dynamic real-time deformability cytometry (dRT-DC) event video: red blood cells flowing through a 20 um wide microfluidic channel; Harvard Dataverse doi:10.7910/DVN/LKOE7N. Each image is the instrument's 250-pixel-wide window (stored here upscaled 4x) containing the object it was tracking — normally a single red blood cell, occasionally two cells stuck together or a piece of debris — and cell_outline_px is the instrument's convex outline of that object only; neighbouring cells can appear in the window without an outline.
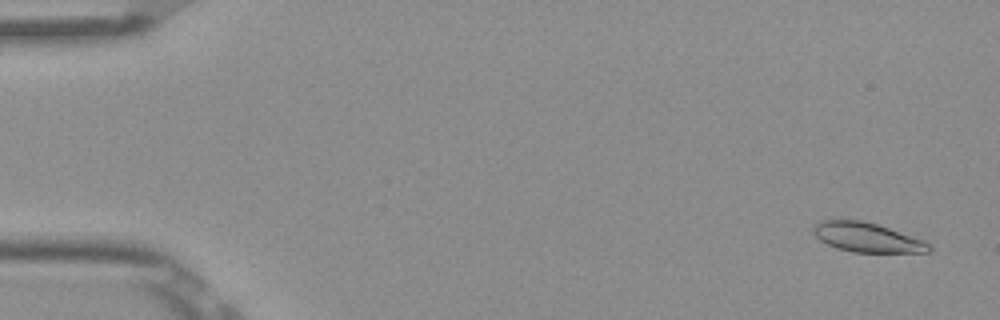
{"species": "Egyptian fruit bat (a non-hibernating species)", "species_latin": "Rousettus aegyptiacus", "temperature_condition": "room temperature", "stored_images_in_passage": 53, "camera_frame_rate_fps": 3000, "um_per_image_px": 0.085, "frame": {"image": 1, "passage_image": 3, "time_ms": 0.667, "image_size_px": [1000, 320], "cell_outline_px": [[932, 248], [928, 252], [852, 252], [836, 248], [820, 240], [812, 232], [812, 228], [820, 220], [860, 220], [876, 224], [924, 240], [932, 244]], "centroid_in_image_um": [73.69, 20.18], "position_along_channel_um": 11.3, "area_um2": 19.71}}
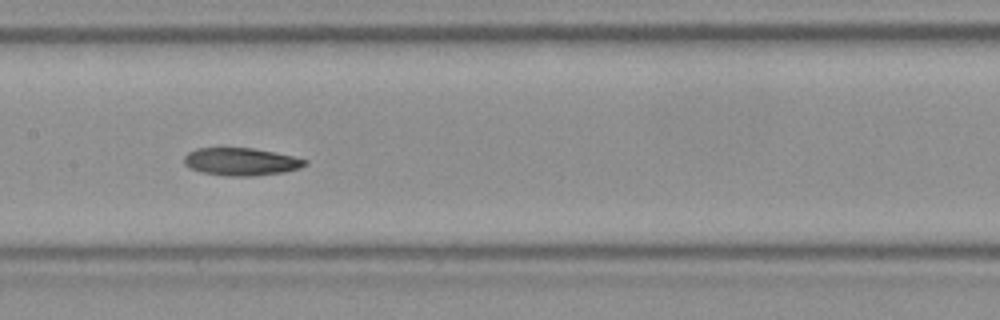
{"frame": {"image": 2, "passage_image": 27, "time_ms": 8.667, "image_size_px": [1000, 320], "cell_outline_px": [[308, 164], [300, 168], [284, 172], [252, 176], [228, 176], [200, 172], [188, 168], [184, 164], [184, 156], [188, 152], [196, 148], [252, 148], [292, 156], [308, 160]], "centroid_in_image_um": [20.46, 13.75], "position_along_channel_um": 186.9, "area_um2": 19.54}}
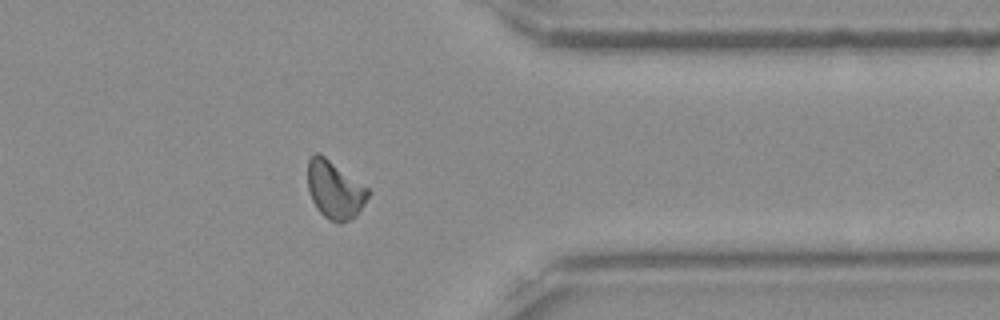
{"frame": {"image": 3, "passage_image": 43, "time_ms": 14.0, "image_size_px": [1000, 320], "cell_outline_px": [[372, 192], [356, 216], [340, 224], [328, 220], [316, 208], [312, 200], [308, 188], [308, 160], [316, 152], [324, 156], [368, 188]], "centroid_in_image_um": [28.46, 16.16], "position_along_channel_um": 382.9, "area_um2": 20.23}, "authors_computed_cell_mechanics": {"area_um2": 19.7098, "velocity_mm_per_s": 3.8739, "shape_relaxation_time_tau1_ms": null, "shape_relaxation_time_tau2_ms": 10.3293, "deformation_change_tau1": null, "deformation_change_tau2": 0.1881}}